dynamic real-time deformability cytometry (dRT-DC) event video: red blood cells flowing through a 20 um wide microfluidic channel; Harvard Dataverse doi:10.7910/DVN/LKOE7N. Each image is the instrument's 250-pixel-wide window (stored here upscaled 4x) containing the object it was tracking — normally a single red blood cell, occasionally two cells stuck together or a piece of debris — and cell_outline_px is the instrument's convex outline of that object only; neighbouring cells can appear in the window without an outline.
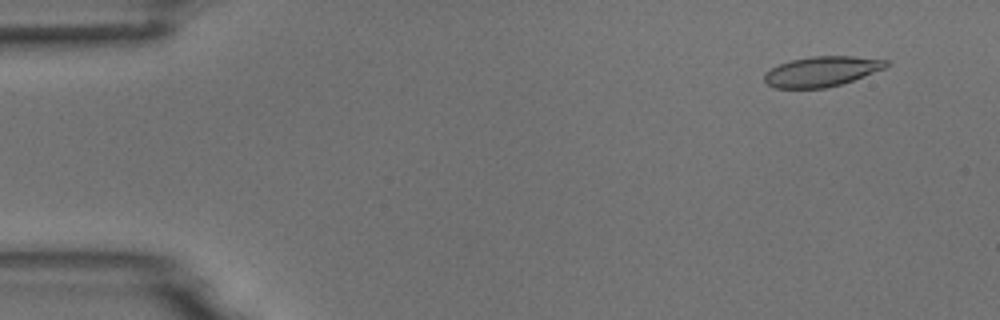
{"species": "common noctule bat (a hibernating species)", "species_latin": "Nyctalus noctula", "temperature_condition": "room temperature", "stored_images_in_passage": 4, "camera_frame_rate_fps": 3000, "um_per_image_px": 0.085, "animal": {"sex": "male", "body_mass_g": 18.8}, "frame": {"image": 1, "passage_image": 1, "time_ms": 0.0, "image_size_px": [1000, 320], "cell_outline_px": [[888, 64], [884, 68], [852, 80], [840, 84], [824, 88], [772, 88], [764, 80], [764, 72], [780, 64], [792, 60], [812, 56], [852, 56], [888, 60]], "centroid_in_image_um": [69.8, 6.07], "position_along_channel_um": 15.2, "area_um2": 21.1}}
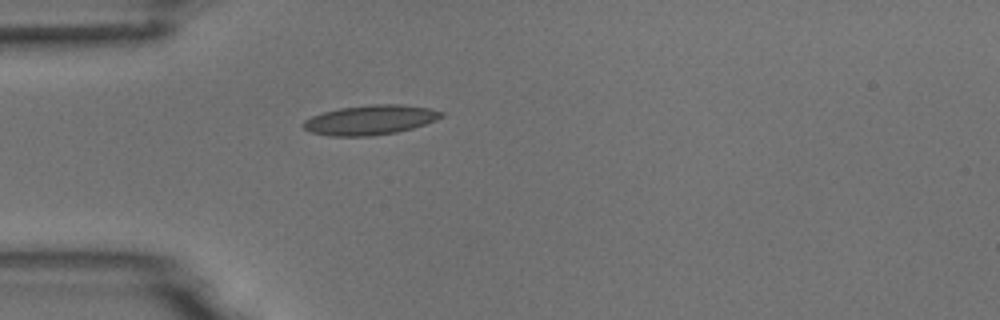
{"frame": {"image": 2, "passage_image": 4, "time_ms": 3.667, "image_size_px": [1000, 320], "cell_outline_px": [[444, 116], [436, 120], [412, 128], [396, 132], [372, 136], [328, 136], [312, 132], [304, 128], [304, 120], [312, 116], [324, 112], [340, 108], [372, 104], [400, 104], [432, 108], [444, 112]], "centroid_in_image_um": [31.51, 10.19], "position_along_channel_um": 53.5, "area_um2": 23.81}}